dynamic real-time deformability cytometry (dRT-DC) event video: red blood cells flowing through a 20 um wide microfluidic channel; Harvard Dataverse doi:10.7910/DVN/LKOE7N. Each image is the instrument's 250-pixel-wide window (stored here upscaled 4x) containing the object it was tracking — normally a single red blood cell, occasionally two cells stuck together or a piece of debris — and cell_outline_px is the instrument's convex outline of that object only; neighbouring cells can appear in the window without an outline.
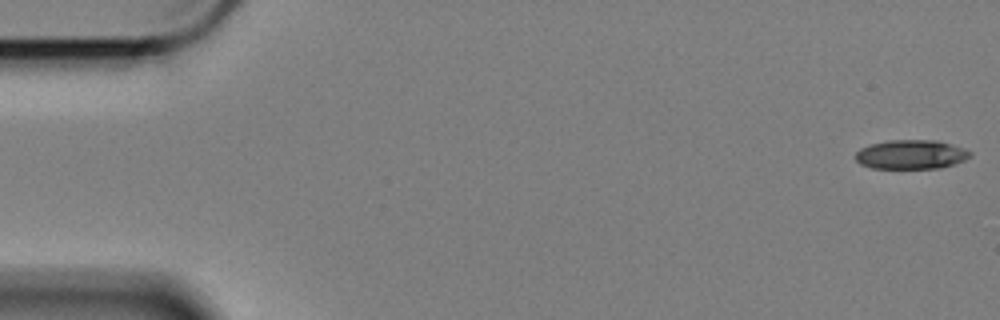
{"species": "Egyptian fruit bat (a non-hibernating species)", "species_latin": "Rousettus aegyptiacus", "temperature_condition": "cold", "stored_images_in_passage": 59, "camera_frame_rate_fps": 3000, "um_per_image_px": 0.085, "animal": {"sex": "female"}, "frame": {"image": 1, "passage_image": 1, "time_ms": 0.0, "image_size_px": [1000, 320], "cell_outline_px": [[972, 156], [964, 160], [940, 168], [872, 168], [860, 164], [856, 160], [856, 152], [860, 148], [868, 144], [888, 140], [936, 140], [952, 144], [964, 148], [972, 152]], "centroid_in_image_um": [77.43, 13.12], "position_along_channel_um": 7.6, "area_um2": 19.59}}
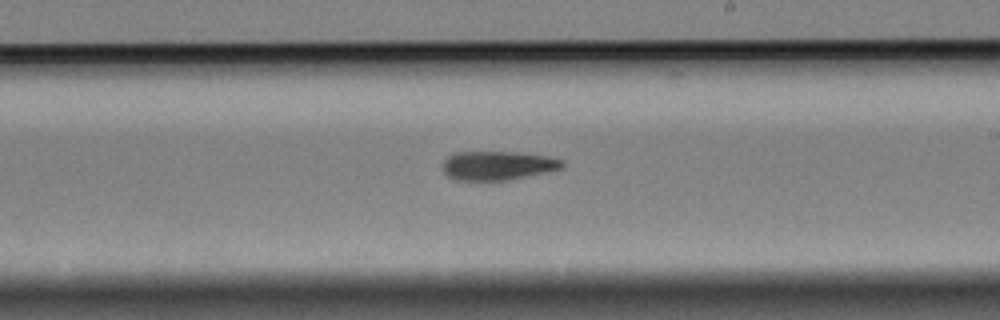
{"frame": {"image": 2, "passage_image": 34, "time_ms": 11.0, "image_size_px": [1000, 320], "cell_outline_px": [[564, 164], [560, 168], [544, 172], [508, 180], [456, 180], [448, 176], [444, 172], [444, 160], [452, 152], [512, 152], [548, 156], [564, 160]], "centroid_in_image_um": [42.27, 14.06], "position_along_channel_um": 246.7, "area_um2": 19.94}}
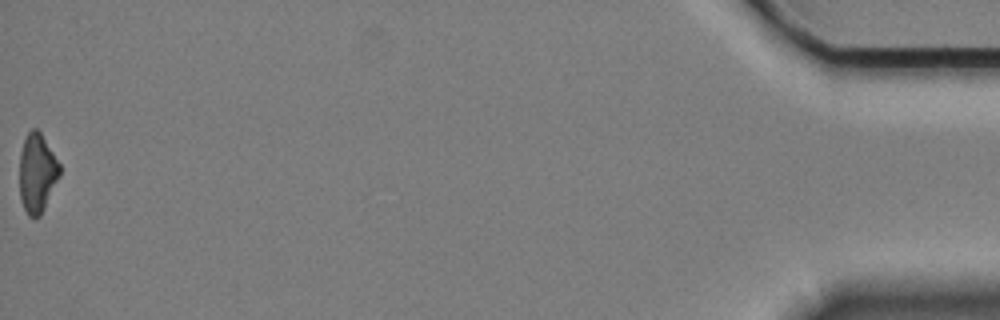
{"frame": {"image": 3, "passage_image": 59, "time_ms": 19.333, "image_size_px": [1000, 320], "cell_outline_px": [[60, 176], [40, 216], [28, 216], [24, 208], [20, 196], [20, 152], [24, 140], [28, 132], [32, 128], [36, 128], [40, 132], [60, 164]], "centroid_in_image_um": [3.16, 14.69], "position_along_channel_um": 432.0, "area_um2": 18.26}, "authors_computed_cell_mechanics": {"area_um2": 20.4034, "velocity_mm_per_s": 3.3916, "shape_relaxation_time_tau1_ms": 7.0782, "shape_relaxation_time_tau2_ms": 10.707, "deformation_change_tau1": 0.1534, "deformation_change_tau2": 0.2307}}